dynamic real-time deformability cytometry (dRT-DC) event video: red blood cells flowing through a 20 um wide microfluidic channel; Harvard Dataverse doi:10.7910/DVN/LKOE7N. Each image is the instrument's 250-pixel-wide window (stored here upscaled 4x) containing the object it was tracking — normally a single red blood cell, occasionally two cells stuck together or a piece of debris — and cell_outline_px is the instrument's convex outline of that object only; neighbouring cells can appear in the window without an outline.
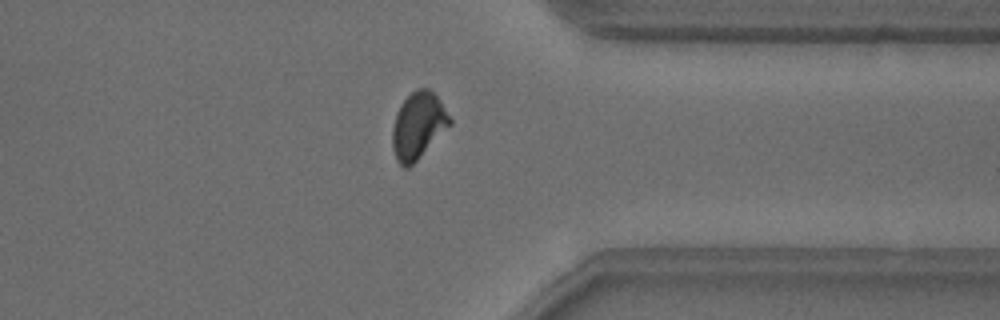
{"species": "common noctule bat (a hibernating species)", "species_latin": "Nyctalus noctula", "temperature_condition": "warm", "stored_images_in_passage": 37, "camera_frame_rate_fps": 3000, "um_per_image_px": 0.085, "animal": {"sex": "male", "body_mass_g": 18.8}, "frame": {"image": 1, "passage_image": 32, "time_ms": 10.333, "image_size_px": [1000, 320], "cell_outline_px": [[452, 124], [408, 168], [404, 168], [396, 160], [392, 148], [392, 128], [396, 112], [400, 104], [416, 88], [428, 88], [440, 100], [452, 120]], "centroid_in_image_um": [35.53, 10.67], "position_along_channel_um": 375.9, "area_um2": 22.2}}